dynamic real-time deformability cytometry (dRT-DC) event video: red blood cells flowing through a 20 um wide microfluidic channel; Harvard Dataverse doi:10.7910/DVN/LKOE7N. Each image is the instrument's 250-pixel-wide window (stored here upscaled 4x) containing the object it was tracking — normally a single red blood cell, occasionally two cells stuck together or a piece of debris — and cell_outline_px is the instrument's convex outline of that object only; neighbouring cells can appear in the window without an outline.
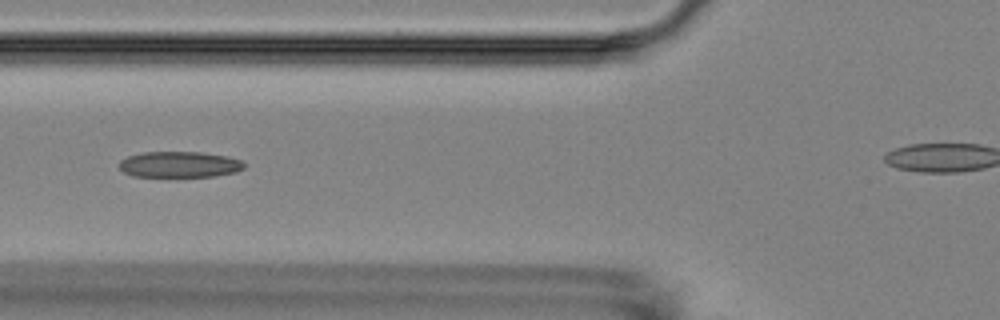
{"species": "Egyptian fruit bat (a non-hibernating species)", "species_latin": "Rousettus aegyptiacus", "temperature_condition": "room temperature", "stored_images_in_passage": 6, "camera_frame_rate_fps": 3000, "um_per_image_px": 0.085, "animal": {"sex": "female"}, "frame": {"image": 1, "passage_image": 4, "time_ms": 3.667, "image_size_px": [1000, 320], "cell_outline_px": [[244, 168], [236, 172], [212, 176], [132, 176], [124, 172], [116, 164], [120, 160], [128, 156], [144, 152], [200, 152], [228, 156], [240, 160], [244, 164]], "centroid_in_image_um": [15.22, 13.97], "position_along_channel_um": 110.6, "area_um2": 18.84}}
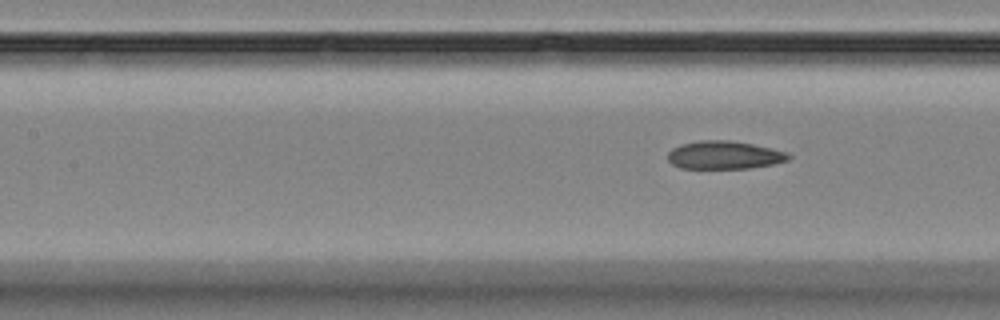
{"frame": {"image": 2, "passage_image": 6, "time_ms": 7.0, "image_size_px": [1000, 320], "cell_outline_px": [[792, 156], [788, 160], [772, 164], [748, 168], [680, 168], [672, 164], [668, 160], [668, 152], [672, 148], [680, 144], [700, 140], [728, 140], [752, 144], [772, 148], [788, 152]], "centroid_in_image_um": [61.55, 13.17], "position_along_channel_um": 145.8, "area_um2": 19.77}}